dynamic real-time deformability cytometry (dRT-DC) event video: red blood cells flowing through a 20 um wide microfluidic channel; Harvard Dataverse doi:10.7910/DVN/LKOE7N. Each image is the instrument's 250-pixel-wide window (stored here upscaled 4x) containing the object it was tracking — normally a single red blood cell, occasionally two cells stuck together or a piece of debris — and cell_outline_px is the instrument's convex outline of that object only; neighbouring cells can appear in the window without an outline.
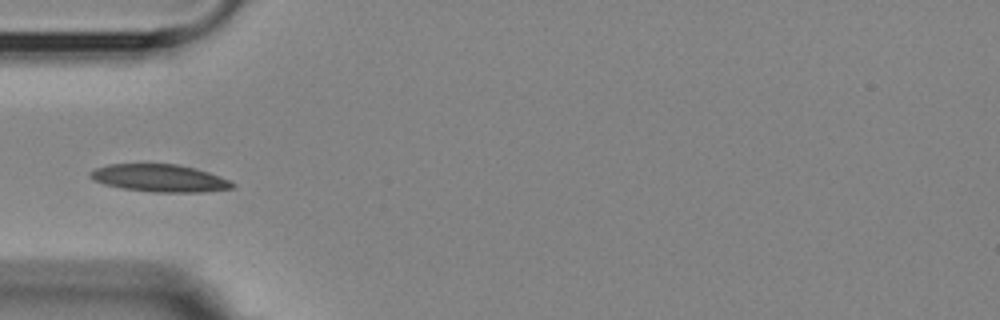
{"species": "Egyptian fruit bat (a non-hibernating species)", "species_latin": "Rousettus aegyptiacus", "temperature_condition": "room temperature", "stored_images_in_passage": 10, "camera_frame_rate_fps": 3000, "um_per_image_px": 0.085, "animal": {"sex": "female"}, "frame": {"image": 1, "passage_image": 1, "time_ms": 0.0, "image_size_px": [1000, 320], "cell_outline_px": [[236, 188], [200, 192], [152, 192], [124, 188], [104, 184], [92, 180], [88, 176], [88, 172], [92, 168], [108, 164], [176, 164], [196, 168], [220, 176], [236, 184]], "centroid_in_image_um": [13.54, 15.13], "position_along_channel_um": 71.5, "area_um2": 22.95}}
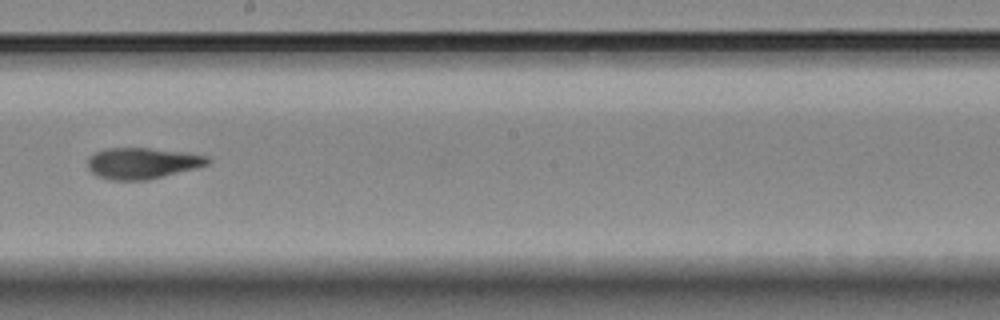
{"frame": {"image": 2, "passage_image": 5, "time_ms": 4.667, "image_size_px": [1000, 320], "cell_outline_px": [[212, 160], [208, 164], [196, 168], [144, 180], [112, 180], [100, 176], [92, 172], [88, 168], [88, 156], [104, 148], [148, 148], [188, 152], [208, 156]], "centroid_in_image_um": [12.11, 13.85], "position_along_channel_um": 236.1, "area_um2": 21.68}}
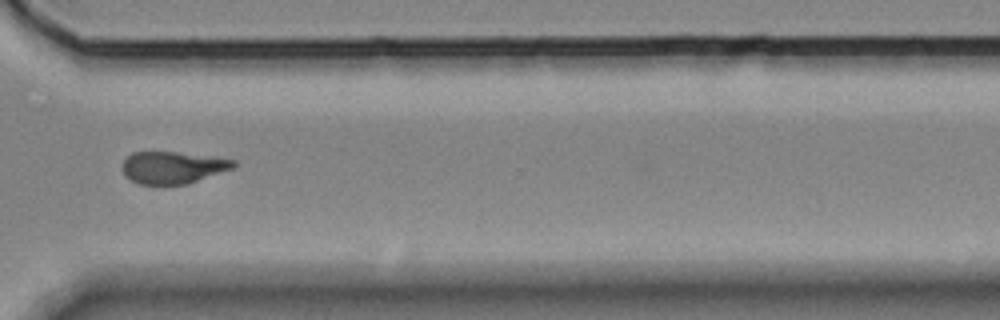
{"frame": {"image": 3, "passage_image": 8, "time_ms": 8.0, "image_size_px": [1000, 320], "cell_outline_px": [[236, 164], [232, 168], [188, 184], [140, 184], [124, 176], [120, 168], [124, 160], [132, 152], [176, 152], [236, 160]], "centroid_in_image_um": [14.63, 14.24], "position_along_channel_um": 356.0, "area_um2": 20.63}}